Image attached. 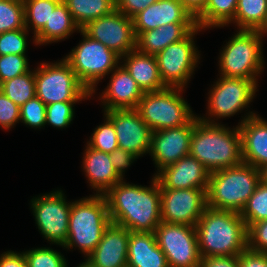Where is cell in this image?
Segmentation results:
<instances>
[{"instance_id":"6da1fadb","label":"cell","mask_w":267,"mask_h":267,"mask_svg":"<svg viewBox=\"0 0 267 267\" xmlns=\"http://www.w3.org/2000/svg\"><path fill=\"white\" fill-rule=\"evenodd\" d=\"M104 196L111 223L129 231L150 233L161 223V192L154 175L149 187L122 180Z\"/></svg>"},{"instance_id":"7a4b0ae2","label":"cell","mask_w":267,"mask_h":267,"mask_svg":"<svg viewBox=\"0 0 267 267\" xmlns=\"http://www.w3.org/2000/svg\"><path fill=\"white\" fill-rule=\"evenodd\" d=\"M189 154L202 163L210 173L243 163L242 136L239 126L207 123L196 115L190 139Z\"/></svg>"},{"instance_id":"3957f363","label":"cell","mask_w":267,"mask_h":267,"mask_svg":"<svg viewBox=\"0 0 267 267\" xmlns=\"http://www.w3.org/2000/svg\"><path fill=\"white\" fill-rule=\"evenodd\" d=\"M195 228L201 258L239 256L247 249V227L240 213L206 207Z\"/></svg>"},{"instance_id":"277c9868","label":"cell","mask_w":267,"mask_h":267,"mask_svg":"<svg viewBox=\"0 0 267 267\" xmlns=\"http://www.w3.org/2000/svg\"><path fill=\"white\" fill-rule=\"evenodd\" d=\"M111 220L104 195L92 194L72 201L68 220V236L62 248L80 250L87 258L102 239Z\"/></svg>"},{"instance_id":"5b68a950","label":"cell","mask_w":267,"mask_h":267,"mask_svg":"<svg viewBox=\"0 0 267 267\" xmlns=\"http://www.w3.org/2000/svg\"><path fill=\"white\" fill-rule=\"evenodd\" d=\"M259 182L258 169L246 163L212 172L207 207L240 213Z\"/></svg>"},{"instance_id":"8992f818","label":"cell","mask_w":267,"mask_h":267,"mask_svg":"<svg viewBox=\"0 0 267 267\" xmlns=\"http://www.w3.org/2000/svg\"><path fill=\"white\" fill-rule=\"evenodd\" d=\"M234 34L219 53V76L245 78L258 85L265 68L264 39L257 30H236Z\"/></svg>"},{"instance_id":"52a82bcc","label":"cell","mask_w":267,"mask_h":267,"mask_svg":"<svg viewBox=\"0 0 267 267\" xmlns=\"http://www.w3.org/2000/svg\"><path fill=\"white\" fill-rule=\"evenodd\" d=\"M79 33L83 37L81 43L63 58L92 97L97 84L121 63V57L101 42L87 36L82 30Z\"/></svg>"},{"instance_id":"ba28073f","label":"cell","mask_w":267,"mask_h":267,"mask_svg":"<svg viewBox=\"0 0 267 267\" xmlns=\"http://www.w3.org/2000/svg\"><path fill=\"white\" fill-rule=\"evenodd\" d=\"M182 91L183 88L166 87L144 92L137 110L152 131L183 126L195 116Z\"/></svg>"},{"instance_id":"9c48e42d","label":"cell","mask_w":267,"mask_h":267,"mask_svg":"<svg viewBox=\"0 0 267 267\" xmlns=\"http://www.w3.org/2000/svg\"><path fill=\"white\" fill-rule=\"evenodd\" d=\"M58 61L40 62L34 68L36 96L45 105L90 99L91 93L78 80L70 64L64 58Z\"/></svg>"},{"instance_id":"30bf717a","label":"cell","mask_w":267,"mask_h":267,"mask_svg":"<svg viewBox=\"0 0 267 267\" xmlns=\"http://www.w3.org/2000/svg\"><path fill=\"white\" fill-rule=\"evenodd\" d=\"M258 87L252 80L220 76L208 92L206 116L198 118L207 123H219L215 121L241 113L250 107Z\"/></svg>"},{"instance_id":"8fae6325","label":"cell","mask_w":267,"mask_h":267,"mask_svg":"<svg viewBox=\"0 0 267 267\" xmlns=\"http://www.w3.org/2000/svg\"><path fill=\"white\" fill-rule=\"evenodd\" d=\"M202 30L197 26L181 41L168 45L155 55L161 80L166 87L187 88L200 63L201 55L194 38Z\"/></svg>"},{"instance_id":"7c38bea8","label":"cell","mask_w":267,"mask_h":267,"mask_svg":"<svg viewBox=\"0 0 267 267\" xmlns=\"http://www.w3.org/2000/svg\"><path fill=\"white\" fill-rule=\"evenodd\" d=\"M61 189L33 197L30 201L36 225L41 235L51 244L64 246L68 236L71 202Z\"/></svg>"},{"instance_id":"4fadbf2b","label":"cell","mask_w":267,"mask_h":267,"mask_svg":"<svg viewBox=\"0 0 267 267\" xmlns=\"http://www.w3.org/2000/svg\"><path fill=\"white\" fill-rule=\"evenodd\" d=\"M169 267H198L201 257L194 226L161 222L154 231Z\"/></svg>"},{"instance_id":"5bb4252c","label":"cell","mask_w":267,"mask_h":267,"mask_svg":"<svg viewBox=\"0 0 267 267\" xmlns=\"http://www.w3.org/2000/svg\"><path fill=\"white\" fill-rule=\"evenodd\" d=\"M81 30L120 57L136 49L133 19L117 10L88 22Z\"/></svg>"},{"instance_id":"9a60e30c","label":"cell","mask_w":267,"mask_h":267,"mask_svg":"<svg viewBox=\"0 0 267 267\" xmlns=\"http://www.w3.org/2000/svg\"><path fill=\"white\" fill-rule=\"evenodd\" d=\"M161 222L194 226L207 207L205 189H160Z\"/></svg>"},{"instance_id":"2e32d148","label":"cell","mask_w":267,"mask_h":267,"mask_svg":"<svg viewBox=\"0 0 267 267\" xmlns=\"http://www.w3.org/2000/svg\"><path fill=\"white\" fill-rule=\"evenodd\" d=\"M104 115L113 123L118 148L130 152L137 158L149 153L153 131L137 109L104 111Z\"/></svg>"},{"instance_id":"e0dca14e","label":"cell","mask_w":267,"mask_h":267,"mask_svg":"<svg viewBox=\"0 0 267 267\" xmlns=\"http://www.w3.org/2000/svg\"><path fill=\"white\" fill-rule=\"evenodd\" d=\"M195 124L196 115L183 126L152 132L149 155L157 168L156 173L189 154Z\"/></svg>"},{"instance_id":"ac0fdd59","label":"cell","mask_w":267,"mask_h":267,"mask_svg":"<svg viewBox=\"0 0 267 267\" xmlns=\"http://www.w3.org/2000/svg\"><path fill=\"white\" fill-rule=\"evenodd\" d=\"M160 189L208 190L210 172L190 154L154 173Z\"/></svg>"},{"instance_id":"d6986e66","label":"cell","mask_w":267,"mask_h":267,"mask_svg":"<svg viewBox=\"0 0 267 267\" xmlns=\"http://www.w3.org/2000/svg\"><path fill=\"white\" fill-rule=\"evenodd\" d=\"M107 84L99 94L103 111L137 109L144 92L121 63L111 72Z\"/></svg>"},{"instance_id":"ffe728a7","label":"cell","mask_w":267,"mask_h":267,"mask_svg":"<svg viewBox=\"0 0 267 267\" xmlns=\"http://www.w3.org/2000/svg\"><path fill=\"white\" fill-rule=\"evenodd\" d=\"M242 136L243 163L259 169L267 164V120L248 111L238 123Z\"/></svg>"},{"instance_id":"44dd1931","label":"cell","mask_w":267,"mask_h":267,"mask_svg":"<svg viewBox=\"0 0 267 267\" xmlns=\"http://www.w3.org/2000/svg\"><path fill=\"white\" fill-rule=\"evenodd\" d=\"M129 236L127 228L110 223L88 261L94 267H127Z\"/></svg>"},{"instance_id":"7402d4cb","label":"cell","mask_w":267,"mask_h":267,"mask_svg":"<svg viewBox=\"0 0 267 267\" xmlns=\"http://www.w3.org/2000/svg\"><path fill=\"white\" fill-rule=\"evenodd\" d=\"M132 19L136 38L144 31L169 23H196L192 15L177 0H157Z\"/></svg>"},{"instance_id":"603a6c76","label":"cell","mask_w":267,"mask_h":267,"mask_svg":"<svg viewBox=\"0 0 267 267\" xmlns=\"http://www.w3.org/2000/svg\"><path fill=\"white\" fill-rule=\"evenodd\" d=\"M82 158V169L87 182L96 195L106 194L123 179L117 174L110 160V154L97 151L87 144Z\"/></svg>"},{"instance_id":"cb8c5ba5","label":"cell","mask_w":267,"mask_h":267,"mask_svg":"<svg viewBox=\"0 0 267 267\" xmlns=\"http://www.w3.org/2000/svg\"><path fill=\"white\" fill-rule=\"evenodd\" d=\"M121 64L143 92L166 88L161 80L155 55L145 54L136 48L121 57Z\"/></svg>"},{"instance_id":"d4e9b609","label":"cell","mask_w":267,"mask_h":267,"mask_svg":"<svg viewBox=\"0 0 267 267\" xmlns=\"http://www.w3.org/2000/svg\"><path fill=\"white\" fill-rule=\"evenodd\" d=\"M127 267H169L154 233L130 231Z\"/></svg>"},{"instance_id":"484cf974","label":"cell","mask_w":267,"mask_h":267,"mask_svg":"<svg viewBox=\"0 0 267 267\" xmlns=\"http://www.w3.org/2000/svg\"><path fill=\"white\" fill-rule=\"evenodd\" d=\"M196 27V23H169L144 31L136 38V48L145 54L156 55L168 45L181 41Z\"/></svg>"},{"instance_id":"4316f807","label":"cell","mask_w":267,"mask_h":267,"mask_svg":"<svg viewBox=\"0 0 267 267\" xmlns=\"http://www.w3.org/2000/svg\"><path fill=\"white\" fill-rule=\"evenodd\" d=\"M81 29L72 18L67 5L61 1L51 12L49 23L34 37L36 46L51 44L69 39Z\"/></svg>"},{"instance_id":"83f0119b","label":"cell","mask_w":267,"mask_h":267,"mask_svg":"<svg viewBox=\"0 0 267 267\" xmlns=\"http://www.w3.org/2000/svg\"><path fill=\"white\" fill-rule=\"evenodd\" d=\"M238 0H207L204 11L195 19L203 30L229 26L234 20Z\"/></svg>"},{"instance_id":"f1b7e54d","label":"cell","mask_w":267,"mask_h":267,"mask_svg":"<svg viewBox=\"0 0 267 267\" xmlns=\"http://www.w3.org/2000/svg\"><path fill=\"white\" fill-rule=\"evenodd\" d=\"M73 20L80 27L88 22L107 16L115 10V0H62Z\"/></svg>"},{"instance_id":"f546056e","label":"cell","mask_w":267,"mask_h":267,"mask_svg":"<svg viewBox=\"0 0 267 267\" xmlns=\"http://www.w3.org/2000/svg\"><path fill=\"white\" fill-rule=\"evenodd\" d=\"M267 19V0H238L236 14L231 24L238 30H257Z\"/></svg>"},{"instance_id":"4dcf8cb0","label":"cell","mask_w":267,"mask_h":267,"mask_svg":"<svg viewBox=\"0 0 267 267\" xmlns=\"http://www.w3.org/2000/svg\"><path fill=\"white\" fill-rule=\"evenodd\" d=\"M61 1L23 0L25 27L28 31H33V44L36 45L34 37L45 27L46 23H49L51 12Z\"/></svg>"},{"instance_id":"1f68e13d","label":"cell","mask_w":267,"mask_h":267,"mask_svg":"<svg viewBox=\"0 0 267 267\" xmlns=\"http://www.w3.org/2000/svg\"><path fill=\"white\" fill-rule=\"evenodd\" d=\"M0 91L21 107L36 96L34 69L0 83Z\"/></svg>"},{"instance_id":"d6a6232c","label":"cell","mask_w":267,"mask_h":267,"mask_svg":"<svg viewBox=\"0 0 267 267\" xmlns=\"http://www.w3.org/2000/svg\"><path fill=\"white\" fill-rule=\"evenodd\" d=\"M246 227L267 219V185L259 182L253 195L248 199L246 205L240 212Z\"/></svg>"},{"instance_id":"836d02e7","label":"cell","mask_w":267,"mask_h":267,"mask_svg":"<svg viewBox=\"0 0 267 267\" xmlns=\"http://www.w3.org/2000/svg\"><path fill=\"white\" fill-rule=\"evenodd\" d=\"M25 27L23 0H0V33Z\"/></svg>"},{"instance_id":"e575fe53","label":"cell","mask_w":267,"mask_h":267,"mask_svg":"<svg viewBox=\"0 0 267 267\" xmlns=\"http://www.w3.org/2000/svg\"><path fill=\"white\" fill-rule=\"evenodd\" d=\"M87 145L97 151L112 153L118 148V140L113 123L104 115V123L97 126Z\"/></svg>"},{"instance_id":"d590c367","label":"cell","mask_w":267,"mask_h":267,"mask_svg":"<svg viewBox=\"0 0 267 267\" xmlns=\"http://www.w3.org/2000/svg\"><path fill=\"white\" fill-rule=\"evenodd\" d=\"M23 253L29 267H68V260L52 247L32 248Z\"/></svg>"},{"instance_id":"8d00e7d4","label":"cell","mask_w":267,"mask_h":267,"mask_svg":"<svg viewBox=\"0 0 267 267\" xmlns=\"http://www.w3.org/2000/svg\"><path fill=\"white\" fill-rule=\"evenodd\" d=\"M29 31L26 28L0 33V56L16 54L26 56Z\"/></svg>"},{"instance_id":"74e56055","label":"cell","mask_w":267,"mask_h":267,"mask_svg":"<svg viewBox=\"0 0 267 267\" xmlns=\"http://www.w3.org/2000/svg\"><path fill=\"white\" fill-rule=\"evenodd\" d=\"M79 102H55L46 105V125L58 129L67 128L75 115L74 105Z\"/></svg>"},{"instance_id":"f35d334b","label":"cell","mask_w":267,"mask_h":267,"mask_svg":"<svg viewBox=\"0 0 267 267\" xmlns=\"http://www.w3.org/2000/svg\"><path fill=\"white\" fill-rule=\"evenodd\" d=\"M20 122L33 129L46 125V105L37 97L30 99L20 107Z\"/></svg>"},{"instance_id":"ab89813d","label":"cell","mask_w":267,"mask_h":267,"mask_svg":"<svg viewBox=\"0 0 267 267\" xmlns=\"http://www.w3.org/2000/svg\"><path fill=\"white\" fill-rule=\"evenodd\" d=\"M30 71L27 56L9 54L0 56V83Z\"/></svg>"},{"instance_id":"60d3db41","label":"cell","mask_w":267,"mask_h":267,"mask_svg":"<svg viewBox=\"0 0 267 267\" xmlns=\"http://www.w3.org/2000/svg\"><path fill=\"white\" fill-rule=\"evenodd\" d=\"M247 249L267 253V219L251 223L247 227Z\"/></svg>"},{"instance_id":"b9f144b4","label":"cell","mask_w":267,"mask_h":267,"mask_svg":"<svg viewBox=\"0 0 267 267\" xmlns=\"http://www.w3.org/2000/svg\"><path fill=\"white\" fill-rule=\"evenodd\" d=\"M19 122L20 107L0 91V127L9 130Z\"/></svg>"},{"instance_id":"7bdbcfd3","label":"cell","mask_w":267,"mask_h":267,"mask_svg":"<svg viewBox=\"0 0 267 267\" xmlns=\"http://www.w3.org/2000/svg\"><path fill=\"white\" fill-rule=\"evenodd\" d=\"M137 159L136 156L121 148H117L110 153V160L113 167L123 180L126 169H128L135 160L137 161Z\"/></svg>"},{"instance_id":"ee69618b","label":"cell","mask_w":267,"mask_h":267,"mask_svg":"<svg viewBox=\"0 0 267 267\" xmlns=\"http://www.w3.org/2000/svg\"><path fill=\"white\" fill-rule=\"evenodd\" d=\"M157 0H115V10L133 18Z\"/></svg>"},{"instance_id":"f6af8a7d","label":"cell","mask_w":267,"mask_h":267,"mask_svg":"<svg viewBox=\"0 0 267 267\" xmlns=\"http://www.w3.org/2000/svg\"><path fill=\"white\" fill-rule=\"evenodd\" d=\"M239 267H267V253L244 250L238 256Z\"/></svg>"},{"instance_id":"bcb514c9","label":"cell","mask_w":267,"mask_h":267,"mask_svg":"<svg viewBox=\"0 0 267 267\" xmlns=\"http://www.w3.org/2000/svg\"><path fill=\"white\" fill-rule=\"evenodd\" d=\"M0 267H29L23 252L6 251L0 254Z\"/></svg>"},{"instance_id":"7dc6e473","label":"cell","mask_w":267,"mask_h":267,"mask_svg":"<svg viewBox=\"0 0 267 267\" xmlns=\"http://www.w3.org/2000/svg\"><path fill=\"white\" fill-rule=\"evenodd\" d=\"M202 267H239L238 256H217L201 258Z\"/></svg>"},{"instance_id":"c3c4849f","label":"cell","mask_w":267,"mask_h":267,"mask_svg":"<svg viewBox=\"0 0 267 267\" xmlns=\"http://www.w3.org/2000/svg\"><path fill=\"white\" fill-rule=\"evenodd\" d=\"M196 19L205 9L207 0H177Z\"/></svg>"},{"instance_id":"681fc988","label":"cell","mask_w":267,"mask_h":267,"mask_svg":"<svg viewBox=\"0 0 267 267\" xmlns=\"http://www.w3.org/2000/svg\"><path fill=\"white\" fill-rule=\"evenodd\" d=\"M259 179L260 182L267 185V164L264 166H261L259 169Z\"/></svg>"},{"instance_id":"f907efd6","label":"cell","mask_w":267,"mask_h":267,"mask_svg":"<svg viewBox=\"0 0 267 267\" xmlns=\"http://www.w3.org/2000/svg\"><path fill=\"white\" fill-rule=\"evenodd\" d=\"M260 36L263 38L265 35L267 36V19L264 25L259 30Z\"/></svg>"},{"instance_id":"816d5d0a","label":"cell","mask_w":267,"mask_h":267,"mask_svg":"<svg viewBox=\"0 0 267 267\" xmlns=\"http://www.w3.org/2000/svg\"><path fill=\"white\" fill-rule=\"evenodd\" d=\"M84 260H85V262L80 263L79 266H77V267H94V266L88 261L87 258H86V259L84 258Z\"/></svg>"}]
</instances>
